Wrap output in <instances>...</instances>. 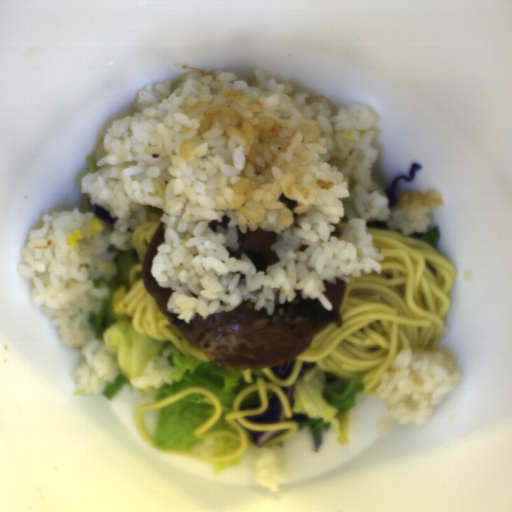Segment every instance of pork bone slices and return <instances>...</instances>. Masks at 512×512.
I'll return each mask as SVG.
<instances>
[{
    "mask_svg": "<svg viewBox=\"0 0 512 512\" xmlns=\"http://www.w3.org/2000/svg\"><path fill=\"white\" fill-rule=\"evenodd\" d=\"M231 224V217L230 215L223 214L220 221L216 219H212L208 222V226L211 227L214 230V227H220L223 231H227L229 226Z\"/></svg>",
    "mask_w": 512,
    "mask_h": 512,
    "instance_id": "3",
    "label": "pork bone slices"
},
{
    "mask_svg": "<svg viewBox=\"0 0 512 512\" xmlns=\"http://www.w3.org/2000/svg\"><path fill=\"white\" fill-rule=\"evenodd\" d=\"M366 230H391L385 219H370L366 224Z\"/></svg>",
    "mask_w": 512,
    "mask_h": 512,
    "instance_id": "4",
    "label": "pork bone slices"
},
{
    "mask_svg": "<svg viewBox=\"0 0 512 512\" xmlns=\"http://www.w3.org/2000/svg\"><path fill=\"white\" fill-rule=\"evenodd\" d=\"M166 242V228L157 224L149 241L143 262V283L165 319L182 335L204 352L207 358L226 369L255 370L262 366L287 364L307 351L316 333L332 323L339 329L343 323V301L347 284L325 280L322 291L331 305L325 310L320 299H310L295 289L294 299L281 301L274 295L273 315L254 303L240 302L235 308L210 314L196 315L190 321L176 318L167 308L173 288L160 286L151 265L158 247Z\"/></svg>",
    "mask_w": 512,
    "mask_h": 512,
    "instance_id": "1",
    "label": "pork bone slices"
},
{
    "mask_svg": "<svg viewBox=\"0 0 512 512\" xmlns=\"http://www.w3.org/2000/svg\"><path fill=\"white\" fill-rule=\"evenodd\" d=\"M276 239L277 233L273 229H250L247 226L243 233L238 224L236 241L239 250H232L226 246L230 257L241 260L243 255L248 254L255 263V272H265L267 268L281 260L273 249Z\"/></svg>",
    "mask_w": 512,
    "mask_h": 512,
    "instance_id": "2",
    "label": "pork bone slices"
},
{
    "mask_svg": "<svg viewBox=\"0 0 512 512\" xmlns=\"http://www.w3.org/2000/svg\"><path fill=\"white\" fill-rule=\"evenodd\" d=\"M278 201H280L281 203H285L288 210H295L297 204L295 202V200H293L292 198L288 197L287 195L285 194H279L278 196Z\"/></svg>",
    "mask_w": 512,
    "mask_h": 512,
    "instance_id": "5",
    "label": "pork bone slices"
}]
</instances>
